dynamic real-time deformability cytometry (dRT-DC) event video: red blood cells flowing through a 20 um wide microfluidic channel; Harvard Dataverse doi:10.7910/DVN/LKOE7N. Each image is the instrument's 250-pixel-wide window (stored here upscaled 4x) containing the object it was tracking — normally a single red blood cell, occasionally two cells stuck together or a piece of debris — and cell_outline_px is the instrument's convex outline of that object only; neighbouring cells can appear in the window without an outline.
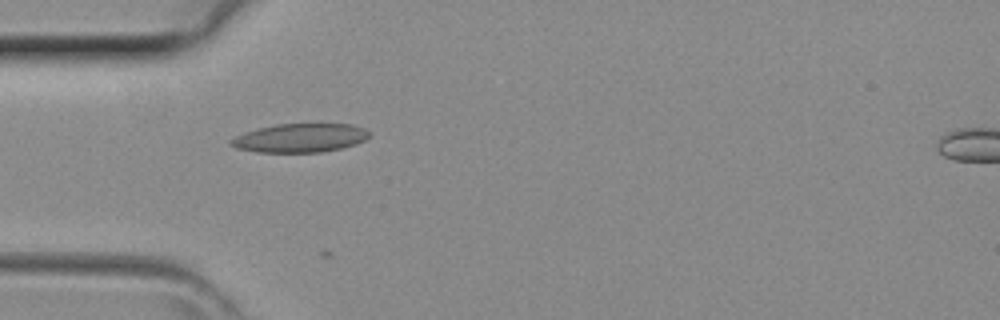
{"species": "common noctule bat (a hibernating species)", "species_latin": "Nyctalus noctula", "temperature_condition": "room temperature", "stored_images_in_passage": 10, "camera_frame_rate_fps": 3000, "um_per_image_px": 0.085, "animal": {"sex": "female", "body_mass_g": 29.2, "forearm_length_mm": 56.3}, "frame": {"image": 1, "passage_image": 5, "time_ms": 1.333, "image_size_px": [1000, 320], "cell_outline_px": [[368, 136], [364, 140], [356, 144], [340, 148], [320, 152], [256, 152], [236, 148], [228, 144], [228, 140], [244, 132], [276, 124], [352, 124], [364, 128], [368, 132]], "centroid_in_image_um": [25.46, 11.73], "position_along_channel_um": 59.5, "area_um2": 23.06}}
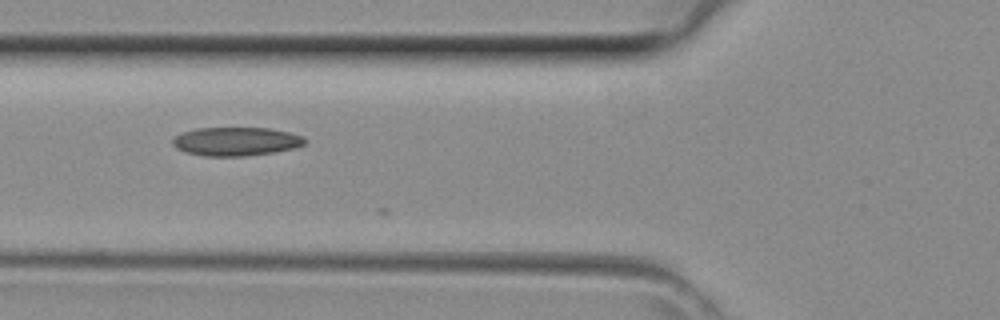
{"frame": {"image": 2, "passage_image": 8, "time_ms": 2.333, "image_size_px": [1000, 320], "cell_outline_px": [[308, 140], [304, 144], [296, 148], [272, 152], [244, 156], [204, 156], [184, 152], [176, 148], [172, 144], [172, 140], [176, 136], [184, 132], [196, 128], [268, 128], [288, 132], [304, 136]], "centroid_in_image_um": [20.07, 12.02], "position_along_channel_um": 105.7, "area_um2": 22.08}}